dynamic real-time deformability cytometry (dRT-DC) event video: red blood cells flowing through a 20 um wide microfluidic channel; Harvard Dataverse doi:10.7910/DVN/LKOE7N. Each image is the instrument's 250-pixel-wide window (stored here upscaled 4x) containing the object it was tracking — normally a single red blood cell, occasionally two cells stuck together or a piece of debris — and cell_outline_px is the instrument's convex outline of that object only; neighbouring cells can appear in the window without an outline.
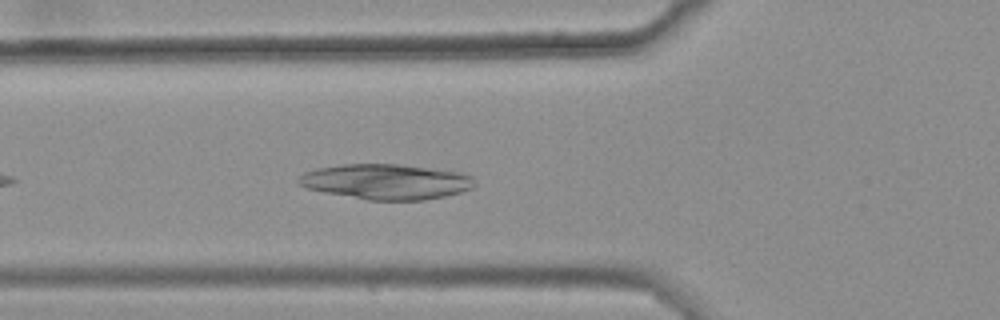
{"species": "common noctule bat (a hibernating species)", "species_latin": "Nyctalus noctula", "temperature_condition": "warm", "stored_images_in_passage": 11, "segment_of_instrument_passage": [1, 2], "camera_frame_rate_fps": 3000, "um_per_image_px": 0.085, "animal": {"sex": "female", "body_mass_g": 25.1}, "frame": {"image": 1, "passage_image": 7, "time_ms": 2.0, "image_size_px": [1000, 320], "cell_outline_px": [[476, 184], [472, 188], [460, 192], [444, 196], [424, 200], [368, 200], [324, 192], [308, 188], [300, 184], [296, 180], [304, 172], [316, 168], [344, 164], [400, 164], [456, 172], [472, 176]], "centroid_in_image_um": [32.8, 15.44], "position_along_channel_um": 93.0, "area_um2": 35.95}}